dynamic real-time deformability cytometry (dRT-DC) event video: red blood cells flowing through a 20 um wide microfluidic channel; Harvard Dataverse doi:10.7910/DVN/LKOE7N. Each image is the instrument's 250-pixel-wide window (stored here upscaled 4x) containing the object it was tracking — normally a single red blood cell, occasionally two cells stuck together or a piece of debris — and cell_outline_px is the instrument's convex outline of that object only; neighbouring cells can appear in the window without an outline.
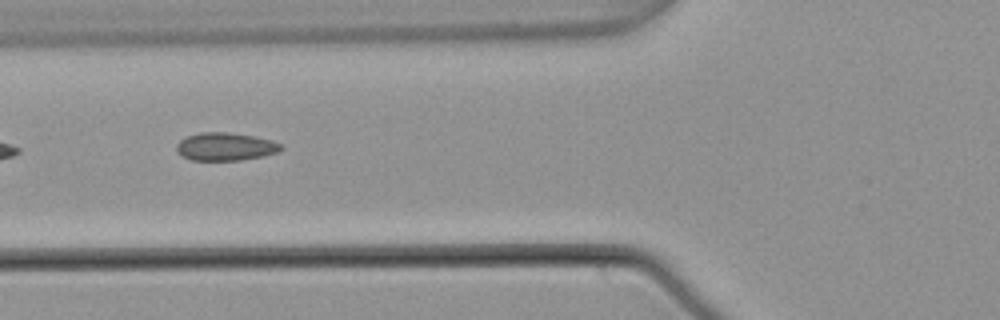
{"species": "common noctule bat (a hibernating species)", "species_latin": "Nyctalus noctula", "temperature_condition": "warm", "stored_images_in_passage": 7, "camera_frame_rate_fps": 3000, "um_per_image_px": 0.085, "animal": {"sex": "male", "body_mass_g": 21.5, "forearm_length_mm": 52.0}, "frame": {"image": 1, "passage_image": 5, "time_ms": 1.333, "image_size_px": [1000, 320], "cell_outline_px": [[284, 148], [276, 152], [264, 156], [240, 160], [192, 160], [180, 156], [176, 152], [176, 144], [184, 136], [200, 132], [228, 132], [252, 136], [272, 140], [280, 144]], "centroid_in_image_um": [19.1, 12.46], "position_along_channel_um": 106.7, "area_um2": 17.17}}
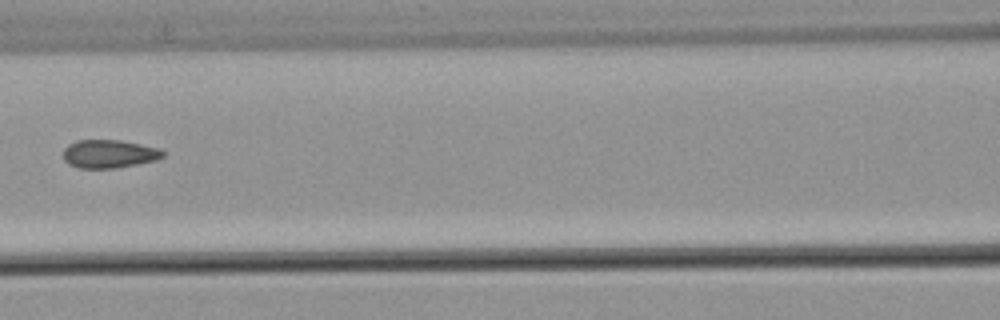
{"frame": {"image": 2, "passage_image": 6, "time_ms": 1.667, "image_size_px": [1000, 320], "cell_outline_px": [[164, 156], [156, 160], [116, 168], [80, 168], [68, 164], [64, 160], [64, 148], [68, 144], [76, 140], [120, 140], [160, 148], [164, 152]], "centroid_in_image_um": [9.26, 13.07], "position_along_channel_um": 157.3, "area_um2": 16.42}}